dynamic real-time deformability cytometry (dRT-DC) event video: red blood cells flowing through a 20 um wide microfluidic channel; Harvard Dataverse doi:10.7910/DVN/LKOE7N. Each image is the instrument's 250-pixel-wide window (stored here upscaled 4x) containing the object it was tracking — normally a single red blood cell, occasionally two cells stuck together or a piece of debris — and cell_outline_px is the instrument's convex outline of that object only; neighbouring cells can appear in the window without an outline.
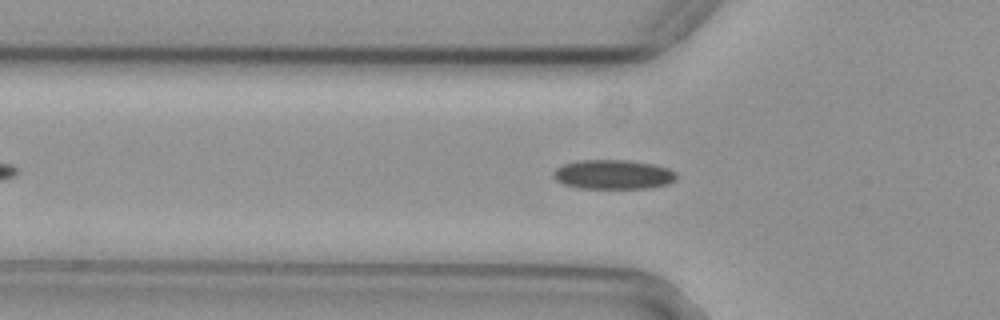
{"species": "common noctule bat (a hibernating species)", "species_latin": "Nyctalus noctula", "temperature_condition": "cold", "stored_images_in_passage": 39, "camera_frame_rate_fps": 3000, "um_per_image_px": 0.085, "animal": {"sex": "female", "body_mass_g": 29.2, "forearm_length_mm": 56.3}, "frame": {"image": 1, "passage_image": 12, "time_ms": 3.667, "image_size_px": [1000, 320], "cell_outline_px": [[676, 180], [668, 184], [648, 188], [580, 188], [564, 184], [556, 180], [552, 176], [552, 172], [556, 168], [564, 164], [576, 160], [628, 160], [652, 164], [668, 168], [676, 172]], "centroid_in_image_um": [52.11, 14.83], "position_along_channel_um": 73.7, "area_um2": 21.15}}
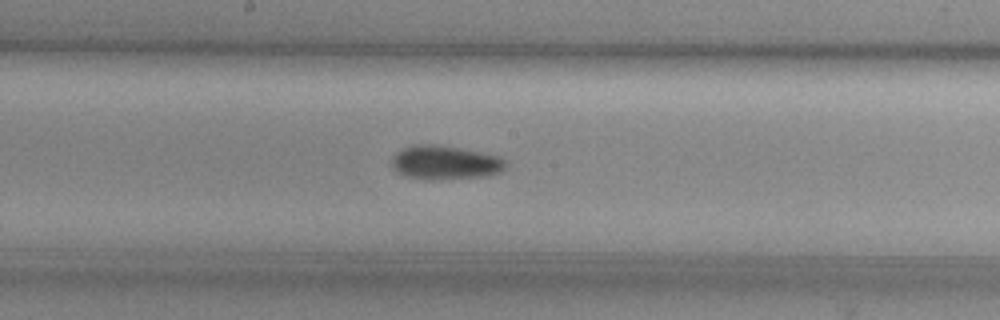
{"frame": {"image": 2, "passage_image": 23, "time_ms": 7.333, "image_size_px": [1000, 320], "cell_outline_px": [[508, 164], [500, 172], [488, 176], [432, 180], [428, 180], [408, 176], [396, 172], [392, 168], [392, 156], [396, 152], [404, 148], [416, 144], [432, 144], [456, 148], [496, 156], [504, 160]], "centroid_in_image_um": [37.79, 13.83], "position_along_channel_um": 210.4, "area_um2": 22.25}}
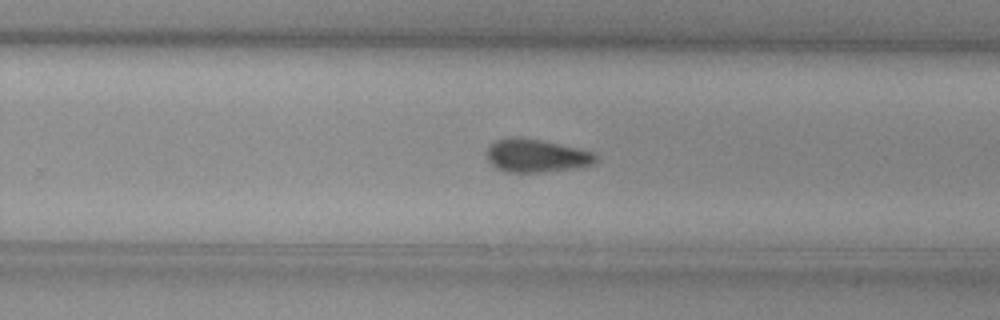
{"frame": {"image": 3, "passage_image": 29, "time_ms": 9.333, "image_size_px": [1000, 320], "cell_outline_px": [[596, 164], [584, 168], [540, 172], [504, 172], [496, 168], [488, 160], [488, 148], [496, 140], [512, 136], [516, 136], [540, 140], [576, 148], [592, 152], [596, 156]], "centroid_in_image_um": [45.61, 13.25], "position_along_channel_um": 284.2, "area_um2": 21.1}}